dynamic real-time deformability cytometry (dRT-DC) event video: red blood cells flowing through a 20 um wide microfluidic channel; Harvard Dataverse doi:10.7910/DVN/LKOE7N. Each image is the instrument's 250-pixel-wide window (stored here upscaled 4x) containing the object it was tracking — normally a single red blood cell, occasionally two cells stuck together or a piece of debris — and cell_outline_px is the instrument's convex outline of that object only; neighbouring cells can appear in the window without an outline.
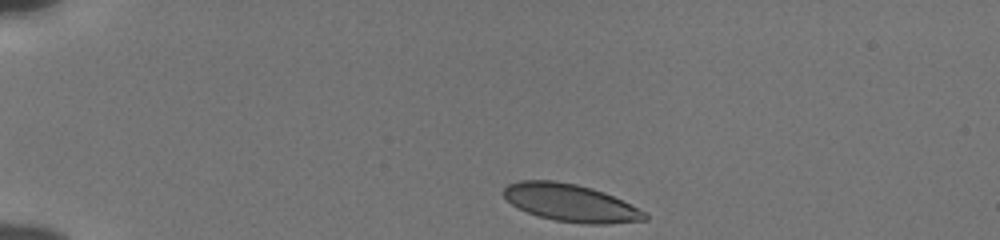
{"species": "human", "species_latin": "Homo sapiens", "temperature_condition": "cold", "stored_images_in_passage": 43, "camera_frame_rate_fps": 3000, "um_per_image_px": 0.085, "donor": {"sex": "male"}, "frame": {"image": 1, "passage_image": 1, "time_ms": 0.0, "image_size_px": [1000, 240], "cell_outline_px": [[648, 220], [604, 224], [584, 224], [556, 220], [540, 216], [528, 212], [512, 204], [504, 196], [504, 188], [508, 184], [520, 180], [556, 180], [576, 184], [592, 188], [604, 192], [644, 212], [648, 216]], "centroid_in_image_um": [48.49, 17.23], "position_along_channel_um": 36.5, "area_um2": 30.4}}
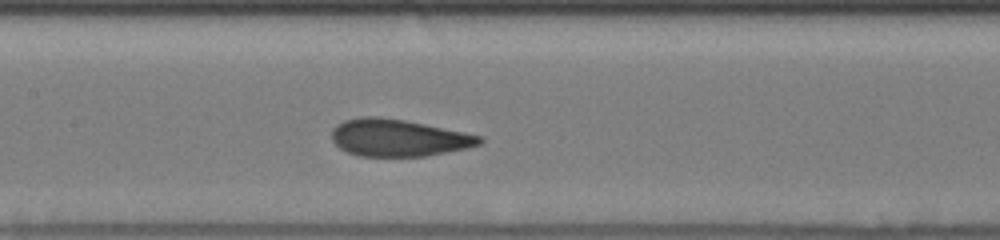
{"frame": {"image": 2, "passage_image": 17, "time_ms": 5.333, "image_size_px": [1000, 240], "cell_outline_px": [[484, 140], [480, 144], [468, 148], [428, 156], [360, 156], [348, 152], [340, 148], [332, 140], [332, 128], [336, 124], [344, 120], [360, 116], [380, 116], [404, 120], [484, 136]], "centroid_in_image_um": [33.87, 11.71], "position_along_channel_um": 173.5, "area_um2": 32.14}}
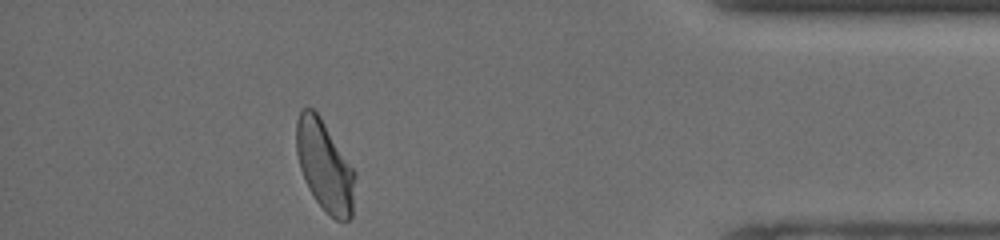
{"frame": {"image": 3, "passage_image": 38, "time_ms": 12.333, "image_size_px": [1000, 240], "cell_outline_px": [[356, 176], [352, 216], [348, 220], [336, 220], [316, 200], [308, 188], [304, 180], [300, 168], [296, 152], [296, 120], [300, 108], [312, 108], [320, 116], [356, 172]], "centroid_in_image_um": [27.59, 14.07], "position_along_channel_um": 407.6, "area_um2": 30.98}, "authors_computed_cell_mechanics": {"area_um2": 31.9056, "velocity_mm_per_s": 3.833, "shape_relaxation_time_tau1_ms": 4.7853, "shape_relaxation_time_tau2_ms": 0.9246, "deformation_change_tau1": 0.1424, "deformation_change_tau2": 0.0557}}